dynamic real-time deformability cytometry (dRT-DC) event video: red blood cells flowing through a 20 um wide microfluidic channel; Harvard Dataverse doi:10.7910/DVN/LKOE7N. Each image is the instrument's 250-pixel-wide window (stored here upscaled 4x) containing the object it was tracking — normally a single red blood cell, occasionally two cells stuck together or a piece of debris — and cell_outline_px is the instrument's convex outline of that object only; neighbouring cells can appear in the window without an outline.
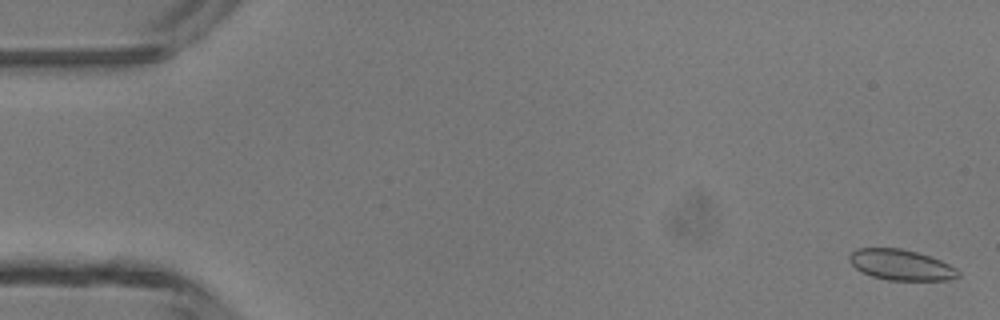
{"species": "common noctule bat (a hibernating species)", "species_latin": "Nyctalus noctula", "temperature_condition": "room temperature", "stored_images_in_passage": 9, "camera_frame_rate_fps": 3000, "um_per_image_px": 0.085, "animal": {"sex": "male", "body_mass_g": 13.3}, "frame": {"image": 1, "passage_image": 1, "time_ms": 0.0, "image_size_px": [1000, 320], "cell_outline_px": [[960, 276], [948, 280], [888, 280], [872, 276], [856, 268], [852, 264], [848, 256], [852, 252], [860, 248], [900, 248], [916, 252], [940, 260], [956, 268], [960, 272]], "centroid_in_image_um": [76.61, 22.52], "position_along_channel_um": 8.4, "area_um2": 19.19}}